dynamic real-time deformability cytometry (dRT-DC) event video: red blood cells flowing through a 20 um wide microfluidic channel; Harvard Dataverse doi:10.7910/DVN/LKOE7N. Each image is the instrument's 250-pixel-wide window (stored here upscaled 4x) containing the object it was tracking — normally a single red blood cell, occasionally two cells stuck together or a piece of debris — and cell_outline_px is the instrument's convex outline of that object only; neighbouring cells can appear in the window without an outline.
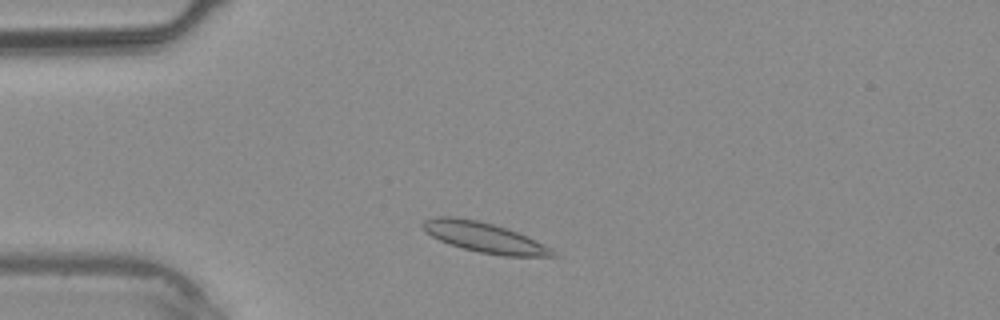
{"species": "common noctule bat (a hibernating species)", "species_latin": "Nyctalus noctula", "temperature_condition": "warm", "stored_images_in_passage": 2, "camera_frame_rate_fps": 3000, "um_per_image_px": 0.085, "animal": {"sex": "male", "body_mass_g": 20.4}, "frame": {"image": 1, "passage_image": 2, "time_ms": 1.0, "image_size_px": [1000, 320], "cell_outline_px": [[556, 256], [504, 256], [480, 252], [448, 244], [432, 236], [420, 224], [424, 220], [436, 216], [452, 216], [476, 220], [492, 224], [528, 236], [552, 248]], "centroid_in_image_um": [41.16, 20.17], "position_along_channel_um": 43.8, "area_um2": 22.43}}